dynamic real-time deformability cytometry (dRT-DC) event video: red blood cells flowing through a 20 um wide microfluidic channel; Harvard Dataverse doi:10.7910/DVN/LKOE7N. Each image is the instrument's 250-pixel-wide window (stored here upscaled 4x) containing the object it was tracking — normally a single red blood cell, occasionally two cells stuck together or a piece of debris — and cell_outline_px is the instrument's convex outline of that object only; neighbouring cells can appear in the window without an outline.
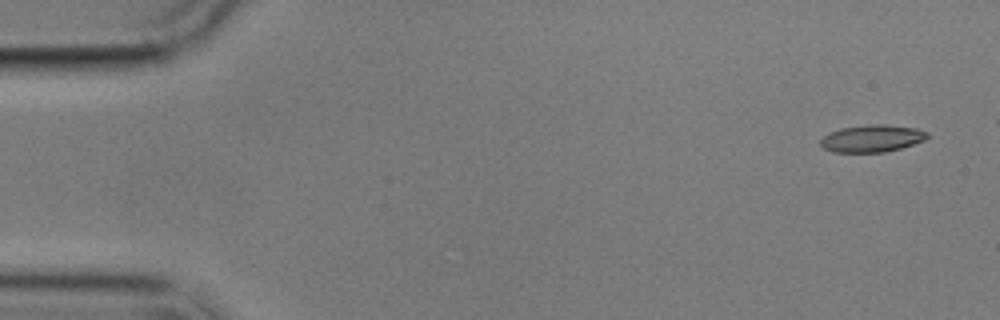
{"species": "common noctule bat (a hibernating species)", "species_latin": "Nyctalus noctula", "temperature_condition": "cold", "stored_images_in_passage": 7, "segment_of_instrument_passage": [1, 2], "camera_frame_rate_fps": 3000, "um_per_image_px": 0.085, "animal": {"sex": "male", "body_mass_g": 17.9}, "frame": {"image": 1, "passage_image": 1, "time_ms": 0.0, "image_size_px": [1000, 320], "cell_outline_px": [[928, 136], [924, 140], [900, 148], [884, 152], [832, 152], [824, 148], [820, 144], [820, 140], [824, 136], [840, 128], [872, 124], [884, 124], [916, 128], [928, 132]], "centroid_in_image_um": [74.11, 11.76], "position_along_channel_um": 10.9, "area_um2": 16.76}}
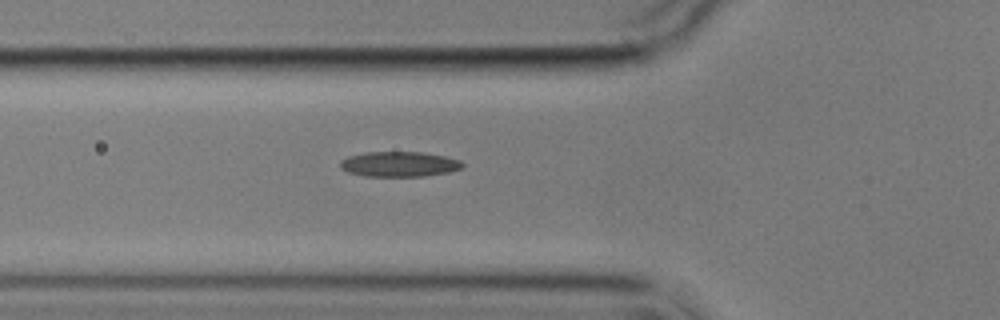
{"frame": {"image": 2, "passage_image": 6, "time_ms": 5.667, "image_size_px": [1000, 320], "cell_outline_px": [[464, 164], [460, 168], [448, 172], [424, 176], [364, 176], [348, 172], [340, 168], [340, 160], [348, 156], [364, 152], [420, 152], [444, 156], [460, 160]], "centroid_in_image_um": [33.89, 13.95], "position_along_channel_um": 91.9, "area_um2": 17.86}}